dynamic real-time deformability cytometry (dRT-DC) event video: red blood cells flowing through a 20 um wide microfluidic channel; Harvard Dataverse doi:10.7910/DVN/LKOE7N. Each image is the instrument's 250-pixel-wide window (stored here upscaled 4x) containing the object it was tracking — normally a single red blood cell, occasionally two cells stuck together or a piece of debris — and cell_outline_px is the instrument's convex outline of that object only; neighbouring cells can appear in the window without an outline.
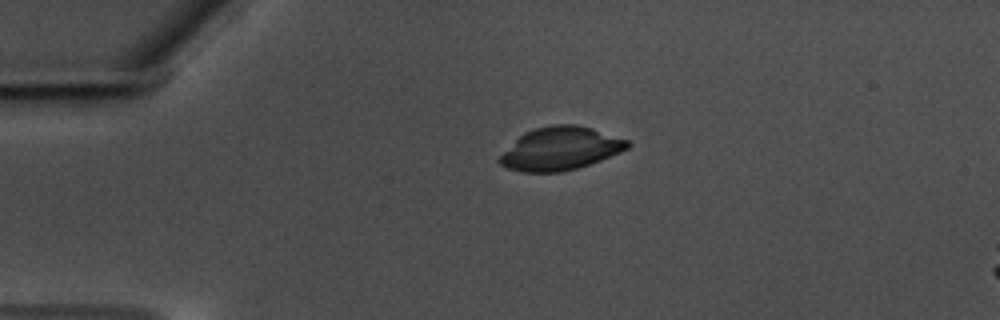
{"species": "common noctule bat (a hibernating species)", "species_latin": "Nyctalus noctula", "temperature_condition": "warm", "stored_images_in_passage": 47, "camera_frame_rate_fps": 3000, "um_per_image_px": 0.085, "animal": {"sex": "male", "body_mass_g": 17.5, "forearm_length_mm": 52.3}, "frame": {"image": 1, "passage_image": 2, "time_ms": 0.333, "image_size_px": [1000, 320], "cell_outline_px": [[632, 144], [628, 148], [620, 152], [600, 160], [576, 168], [560, 172], [524, 172], [508, 168], [500, 164], [496, 160], [524, 132], [536, 128], [552, 124], [576, 124], [592, 128], [628, 140]], "centroid_in_image_um": [47.64, 12.62], "position_along_channel_um": 37.4, "area_um2": 31.79}}
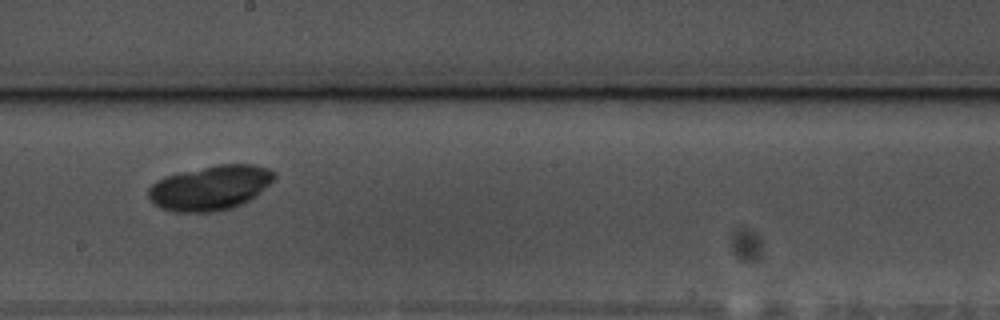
{"frame": {"image": 2, "passage_image": 22, "time_ms": 7.0, "image_size_px": [1000, 320], "cell_outline_px": [[276, 176], [256, 196], [232, 208], [216, 212], [172, 212], [160, 208], [152, 204], [148, 196], [148, 188], [156, 180], [164, 176], [180, 172], [216, 164], [252, 164], [268, 168], [276, 172]], "centroid_in_image_um": [17.83, 15.96], "position_along_channel_um": 230.4, "area_um2": 33.06}}
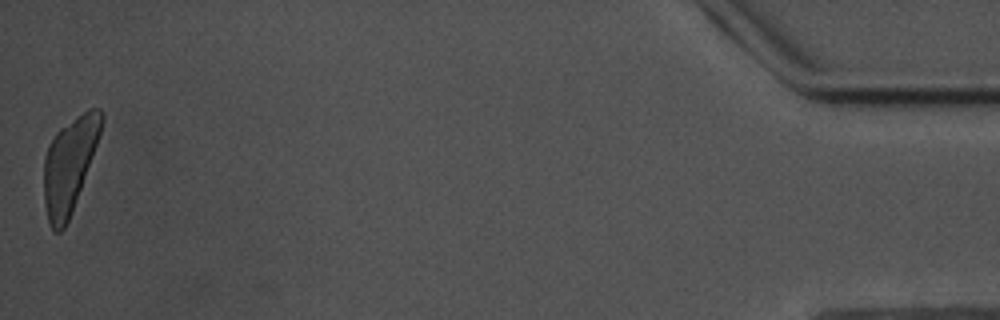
{"frame": {"image": 3, "passage_image": 47, "time_ms": 15.333, "image_size_px": [1000, 320], "cell_outline_px": [[104, 120], [96, 144], [80, 188], [68, 220], [64, 228], [60, 232], [52, 232], [48, 220], [44, 200], [44, 156], [48, 144], [56, 132], [60, 128], [88, 108], [100, 108], [104, 116]], "centroid_in_image_um": [5.87, 13.99], "position_along_channel_um": 429.3, "area_um2": 31.1}}